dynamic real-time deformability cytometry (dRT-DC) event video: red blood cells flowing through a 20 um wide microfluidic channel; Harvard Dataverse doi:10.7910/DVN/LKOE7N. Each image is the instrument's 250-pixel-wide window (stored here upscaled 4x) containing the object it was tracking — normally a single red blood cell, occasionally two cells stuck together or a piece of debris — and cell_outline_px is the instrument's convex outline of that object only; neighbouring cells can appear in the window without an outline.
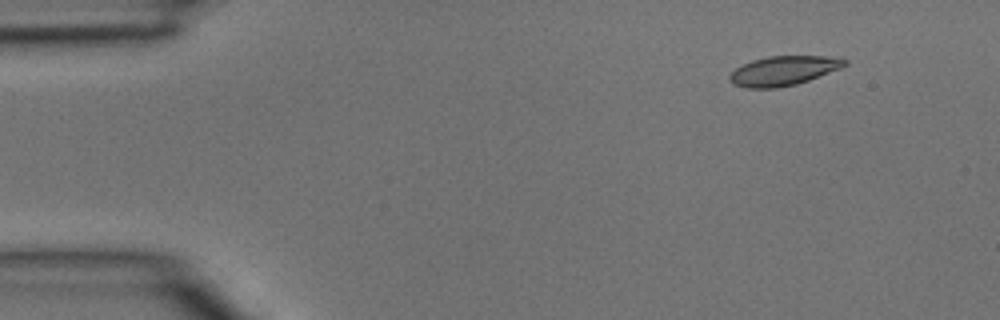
{"species": "common noctule bat (a hibernating species)", "species_latin": "Nyctalus noctula", "temperature_condition": "room temperature", "stored_images_in_passage": 4, "camera_frame_rate_fps": 3000, "um_per_image_px": 0.085, "animal": {"sex": "male", "body_mass_g": 15.6}, "frame": {"image": 1, "passage_image": 2, "time_ms": 0.333, "image_size_px": [1000, 320], "cell_outline_px": [[848, 64], [840, 68], [808, 80], [796, 84], [776, 88], [748, 88], [732, 84], [728, 80], [728, 76], [736, 68], [752, 60], [768, 56], [840, 56], [848, 60]], "centroid_in_image_um": [66.61, 6.0], "position_along_channel_um": 18.4, "area_um2": 19.83}}
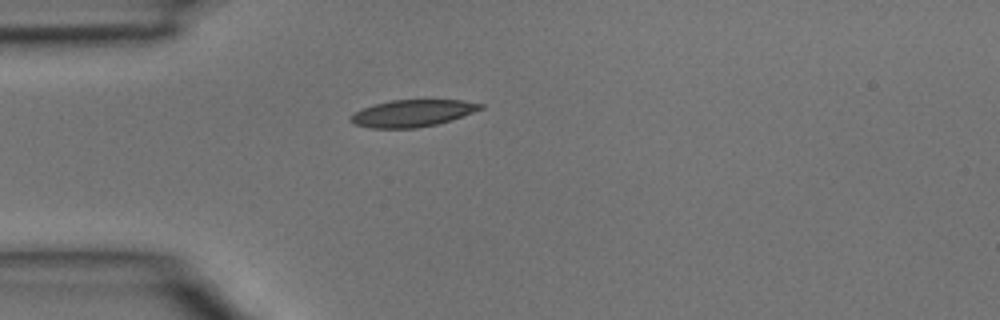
{"frame": {"image": 2, "passage_image": 4, "time_ms": 1.0, "image_size_px": [1000, 320], "cell_outline_px": [[484, 108], [452, 120], [436, 124], [416, 128], [372, 128], [352, 124], [348, 120], [348, 116], [364, 108], [376, 104], [392, 100], [460, 100], [484, 104]], "centroid_in_image_um": [35.04, 9.63], "position_along_channel_um": 50.0, "area_um2": 20.35}}